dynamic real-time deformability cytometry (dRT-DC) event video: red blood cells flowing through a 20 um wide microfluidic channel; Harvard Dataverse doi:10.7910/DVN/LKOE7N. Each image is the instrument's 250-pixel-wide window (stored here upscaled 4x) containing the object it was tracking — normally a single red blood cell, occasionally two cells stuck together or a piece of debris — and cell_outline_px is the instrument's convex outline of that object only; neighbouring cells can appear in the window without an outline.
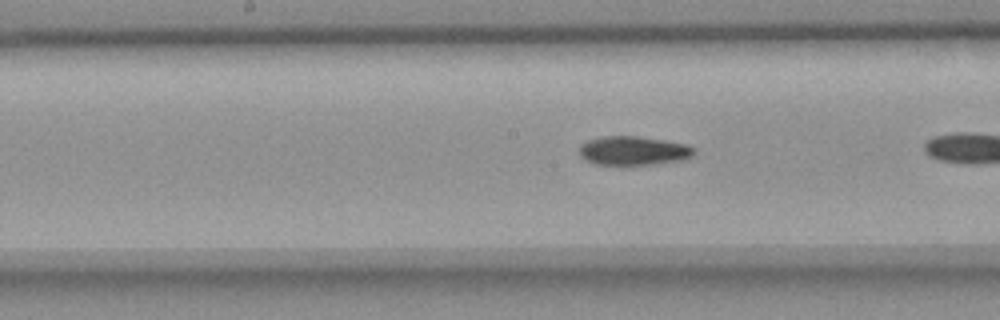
{"species": "common noctule bat (a hibernating species)", "species_latin": "Nyctalus noctula", "temperature_condition": "room temperature", "stored_images_in_passage": 21, "camera_frame_rate_fps": 3000, "um_per_image_px": 0.085, "animal": {"sex": "female", "body_mass_g": 18.4}, "frame": {"image": 1, "passage_image": 12, "time_ms": 3.667, "image_size_px": [1000, 320], "cell_outline_px": [[696, 152], [692, 156], [680, 160], [628, 168], [592, 164], [584, 160], [580, 156], [580, 144], [588, 140], [604, 136], [636, 136], [684, 144], [696, 148]], "centroid_in_image_um": [53.77, 12.87], "position_along_channel_um": 194.4, "area_um2": 20.06}}